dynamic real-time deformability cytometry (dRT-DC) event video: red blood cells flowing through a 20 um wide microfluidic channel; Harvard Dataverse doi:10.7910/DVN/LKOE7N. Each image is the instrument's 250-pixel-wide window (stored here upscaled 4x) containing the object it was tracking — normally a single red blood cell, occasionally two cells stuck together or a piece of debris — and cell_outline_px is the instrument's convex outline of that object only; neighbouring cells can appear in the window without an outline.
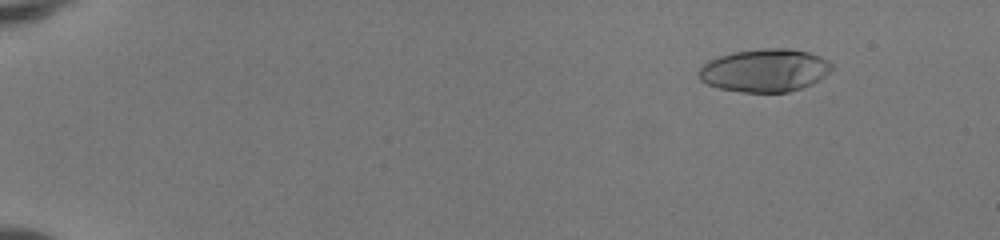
{"species": "human", "species_latin": "Homo sapiens", "temperature_condition": "room temperature", "stored_images_in_passage": 52, "camera_frame_rate_fps": 3000, "um_per_image_px": 0.085, "donor": {"sex": "female"}, "frame": {"image": 1, "passage_image": 7, "time_ms": 2.0, "image_size_px": [1000, 240], "cell_outline_px": [[832, 68], [820, 80], [812, 84], [788, 92], [740, 92], [720, 88], [708, 84], [700, 80], [700, 68], [708, 60], [732, 52], [760, 48], [788, 48], [808, 52], [820, 56], [828, 60], [832, 64]], "centroid_in_image_um": [65.02, 5.97], "position_along_channel_um": 20.0, "area_um2": 33.23}}
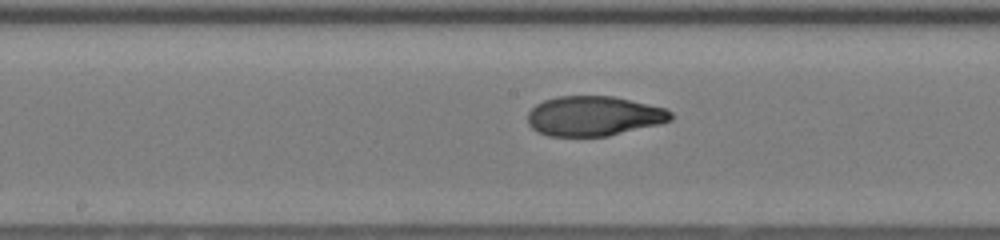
{"frame": {"image": 2, "passage_image": 30, "time_ms": 9.667, "image_size_px": [1000, 240], "cell_outline_px": [[672, 120], [660, 124], [608, 136], [548, 136], [536, 132], [528, 124], [528, 112], [536, 104], [544, 100], [556, 96], [612, 96], [648, 104], [664, 108], [672, 112]], "centroid_in_image_um": [50.45, 9.87], "position_along_channel_um": 197.7, "area_um2": 33.29}}
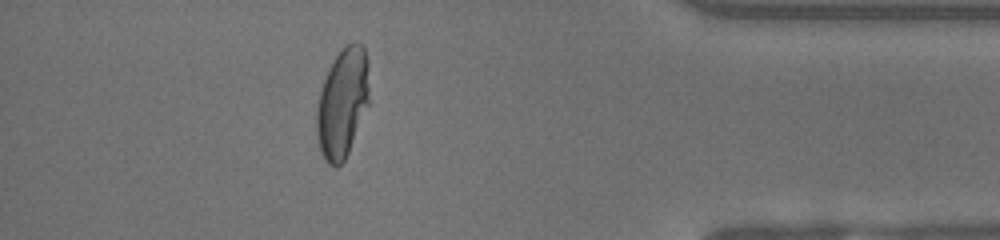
{"frame": {"image": 3, "passage_image": 47, "time_ms": 15.333, "image_size_px": [1000, 240], "cell_outline_px": [[368, 104], [348, 152], [344, 160], [336, 168], [328, 164], [324, 160], [320, 152], [316, 132], [316, 112], [320, 92], [324, 80], [336, 56], [352, 40], [356, 40], [364, 44], [368, 60]], "centroid_in_image_um": [29.11, 8.75], "position_along_channel_um": 406.1, "area_um2": 33.41}, "authors_computed_cell_mechanics": {"area_um2": 33.4084, "velocity_mm_per_s": 4.1977, "shape_relaxation_time_tau1_ms": 8.0012, "shape_relaxation_time_tau2_ms": null, "deformation_change_tau1": 0.3366, "deformation_change_tau2": null}}